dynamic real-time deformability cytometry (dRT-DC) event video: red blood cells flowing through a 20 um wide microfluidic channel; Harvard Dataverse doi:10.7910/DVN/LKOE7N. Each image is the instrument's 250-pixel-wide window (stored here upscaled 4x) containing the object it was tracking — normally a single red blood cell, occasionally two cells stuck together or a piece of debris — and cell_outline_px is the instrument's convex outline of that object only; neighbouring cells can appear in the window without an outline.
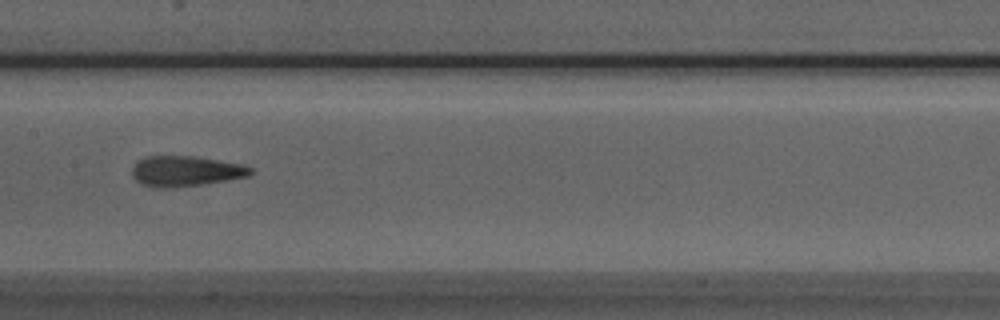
{"species": "Egyptian fruit bat (a non-hibernating species)", "species_latin": "Rousettus aegyptiacus", "temperature_condition": "room temperature", "stored_images_in_passage": 8, "camera_frame_rate_fps": 3000, "um_per_image_px": 0.085, "animal": {"sex": "male"}, "frame": {"image": 1, "passage_image": 7, "time_ms": 2.0, "image_size_px": [1000, 320], "cell_outline_px": [[252, 172], [248, 176], [204, 184], [172, 188], [152, 188], [140, 184], [132, 176], [132, 168], [144, 156], [192, 156], [240, 164], [252, 168]], "centroid_in_image_um": [15.72, 14.56], "position_along_channel_um": 191.7, "area_um2": 20.92}}
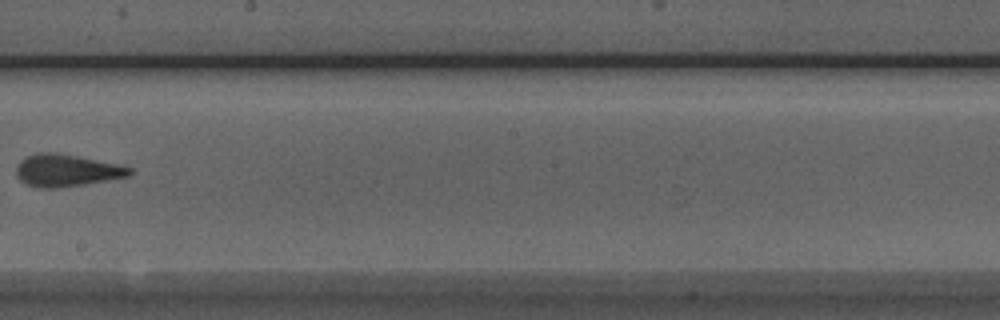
{"frame": {"image": 2, "passage_image": 8, "time_ms": 2.333, "image_size_px": [1000, 320], "cell_outline_px": [[132, 172], [128, 176], [84, 184], [60, 188], [40, 188], [24, 184], [16, 176], [16, 164], [20, 160], [36, 152], [56, 152], [124, 164], [132, 168]], "centroid_in_image_um": [5.65, 14.47], "position_along_channel_um": 242.6, "area_um2": 21.68}}